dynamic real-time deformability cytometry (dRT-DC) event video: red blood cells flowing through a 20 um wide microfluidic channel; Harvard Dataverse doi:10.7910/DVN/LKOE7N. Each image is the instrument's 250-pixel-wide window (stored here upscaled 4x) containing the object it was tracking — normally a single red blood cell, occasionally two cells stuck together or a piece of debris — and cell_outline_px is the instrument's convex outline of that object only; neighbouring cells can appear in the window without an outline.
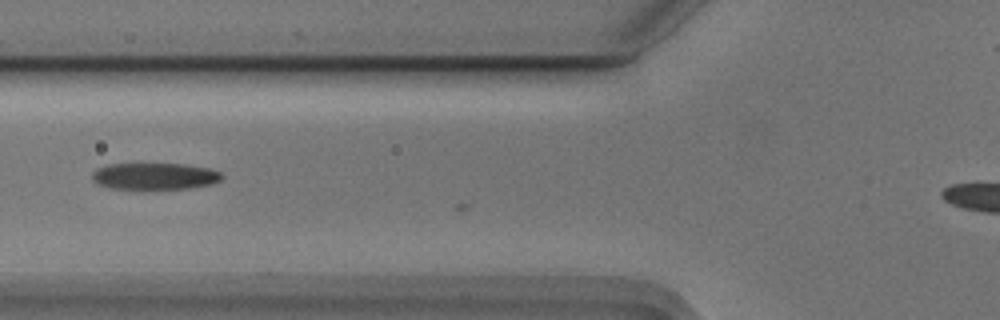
{"species": "Egyptian fruit bat (a non-hibernating species)", "species_latin": "Rousettus aegyptiacus", "temperature_condition": "cold", "stored_images_in_passage": 10, "camera_frame_rate_fps": 3000, "um_per_image_px": 0.085, "animal": {"sex": "male"}, "frame": {"image": 1, "passage_image": 3, "time_ms": 0.667, "image_size_px": [1000, 320], "cell_outline_px": [[224, 176], [220, 180], [212, 184], [188, 188], [140, 192], [108, 188], [96, 184], [92, 180], [92, 172], [96, 168], [108, 164], [184, 164], [212, 168], [220, 172]], "centroid_in_image_um": [13.1, 15.02], "position_along_channel_um": 112.7, "area_um2": 21.33}}
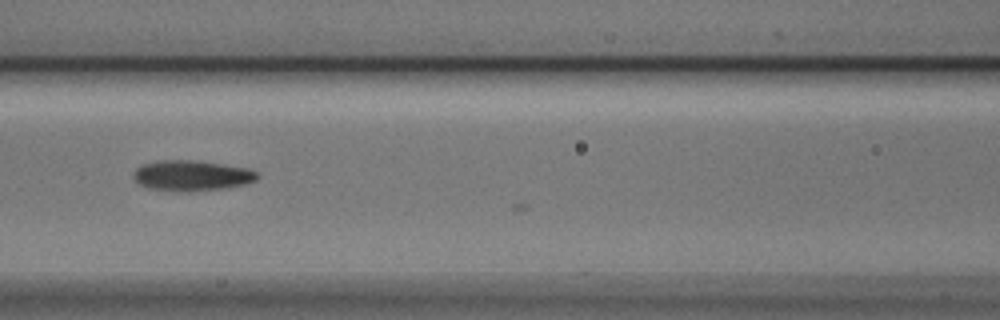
{"frame": {"image": 2, "passage_image": 6, "time_ms": 1.667, "image_size_px": [1000, 320], "cell_outline_px": [[260, 176], [256, 180], [248, 184], [228, 188], [188, 192], [180, 192], [148, 188], [140, 184], [132, 176], [132, 172], [136, 168], [144, 164], [156, 160], [200, 160], [248, 168], [256, 172]], "centroid_in_image_um": [16.32, 14.93], "position_along_channel_um": 150.3, "area_um2": 22.48}}
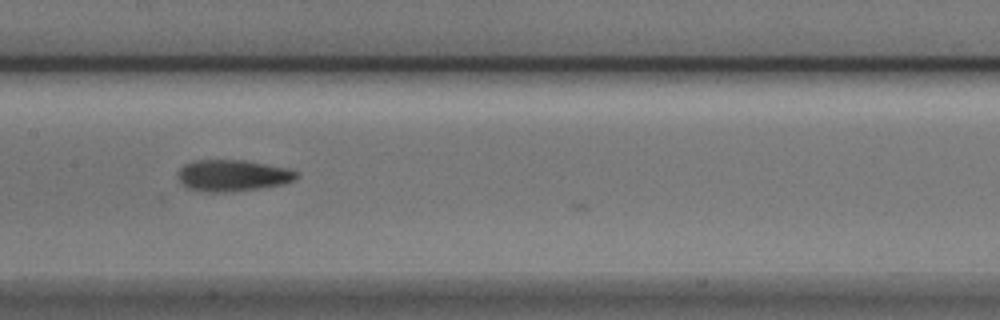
{"frame": {"image": 3, "passage_image": 9, "time_ms": 2.667, "image_size_px": [1000, 320], "cell_outline_px": [[300, 176], [296, 180], [284, 184], [260, 188], [224, 192], [208, 192], [188, 188], [176, 176], [176, 172], [184, 164], [192, 160], [244, 160], [288, 168], [300, 172]], "centroid_in_image_um": [19.8, 14.91], "position_along_channel_um": 187.6, "area_um2": 21.96}}